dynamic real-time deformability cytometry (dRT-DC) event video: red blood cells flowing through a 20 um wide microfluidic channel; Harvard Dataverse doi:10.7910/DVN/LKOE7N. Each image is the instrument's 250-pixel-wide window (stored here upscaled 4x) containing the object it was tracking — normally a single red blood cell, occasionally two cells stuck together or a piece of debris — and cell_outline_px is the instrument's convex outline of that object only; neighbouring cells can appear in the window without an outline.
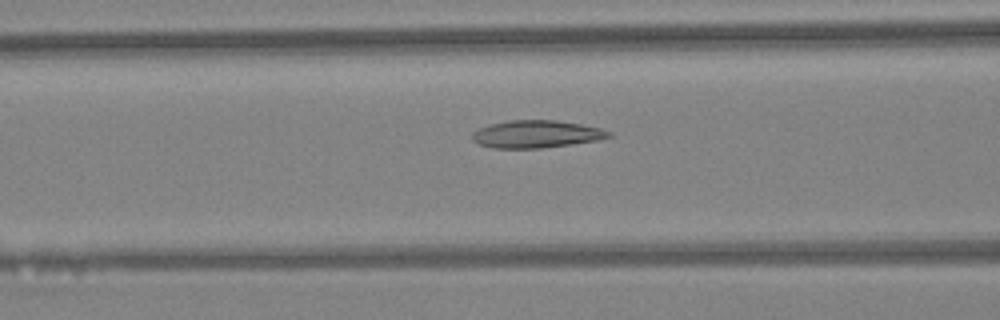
{"species": "Egyptian fruit bat (a non-hibernating species)", "species_latin": "Rousettus aegyptiacus", "temperature_condition": "warm", "stored_images_in_passage": 33, "camera_frame_rate_fps": 3000, "um_per_image_px": 0.085, "animal": {"sex": "female"}, "frame": {"image": 1, "passage_image": 15, "time_ms": 4.667, "image_size_px": [1000, 320], "cell_outline_px": [[612, 136], [600, 140], [540, 148], [492, 148], [480, 144], [472, 140], [472, 132], [480, 128], [492, 124], [508, 120], [556, 120], [580, 124], [600, 128], [612, 132]], "centroid_in_image_um": [45.6, 11.4], "position_along_channel_um": 121.0, "area_um2": 21.79}}
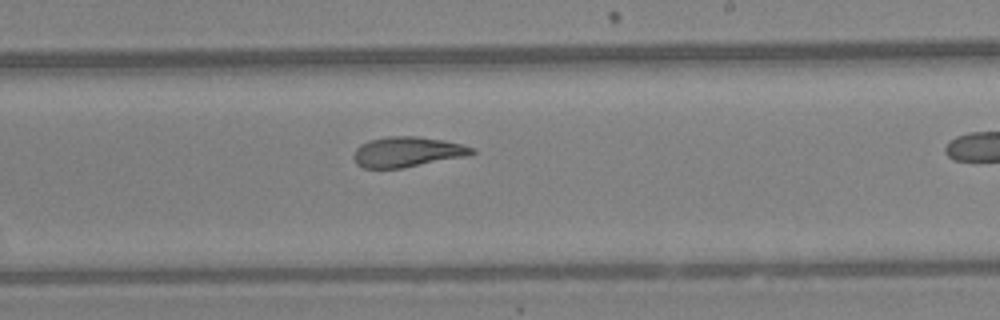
{"frame": {"image": 2, "passage_image": 24, "time_ms": 7.667, "image_size_px": [1000, 320], "cell_outline_px": [[476, 152], [468, 156], [404, 168], [364, 168], [356, 164], [352, 156], [356, 148], [360, 144], [372, 140], [388, 136], [416, 136], [444, 140], [476, 148]], "centroid_in_image_um": [34.63, 12.92], "position_along_channel_um": 254.4, "area_um2": 20.98}}
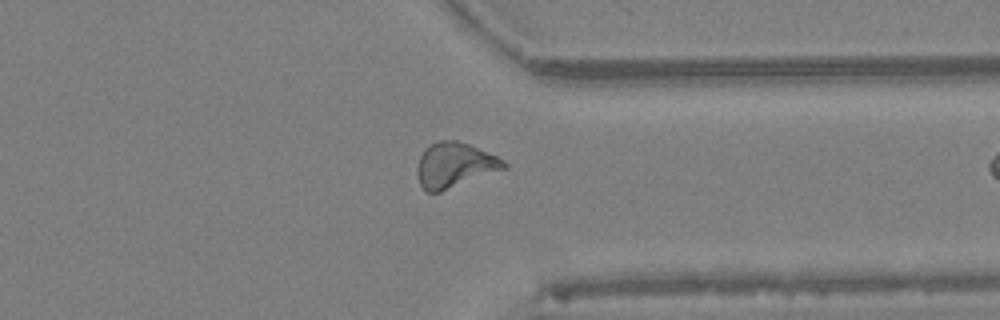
{"frame": {"image": 3, "passage_image": 32, "time_ms": 10.333, "image_size_px": [1000, 320], "cell_outline_px": [[508, 168], [440, 192], [428, 192], [420, 184], [416, 172], [416, 168], [420, 156], [424, 148], [428, 144], [440, 140], [456, 140], [468, 144], [496, 156], [504, 160], [508, 164]], "centroid_in_image_um": [38.63, 14.03], "position_along_channel_um": 372.8, "area_um2": 22.83}}